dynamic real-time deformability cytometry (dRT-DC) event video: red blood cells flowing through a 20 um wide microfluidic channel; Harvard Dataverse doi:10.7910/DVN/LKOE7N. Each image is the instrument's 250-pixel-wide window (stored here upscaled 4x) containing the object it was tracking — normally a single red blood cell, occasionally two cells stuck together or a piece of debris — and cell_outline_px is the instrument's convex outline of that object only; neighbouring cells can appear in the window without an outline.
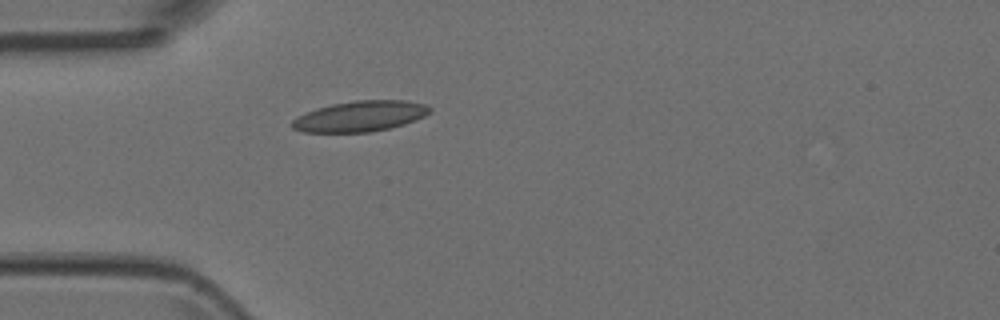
{"species": "Egyptian fruit bat (a non-hibernating species)", "species_latin": "Rousettus aegyptiacus", "temperature_condition": "room temperature", "stored_images_in_passage": 4, "camera_frame_rate_fps": 3000, "um_per_image_px": 0.085, "animal": {"sex": "female"}, "frame": {"image": 1, "passage_image": 4, "time_ms": 1.0, "image_size_px": [1000, 320], "cell_outline_px": [[432, 112], [416, 120], [404, 124], [372, 132], [304, 132], [292, 128], [292, 120], [296, 116], [316, 108], [332, 104], [356, 100], [404, 100], [428, 104], [432, 108]], "centroid_in_image_um": [30.64, 9.87], "position_along_channel_um": 54.4, "area_um2": 24.74}}